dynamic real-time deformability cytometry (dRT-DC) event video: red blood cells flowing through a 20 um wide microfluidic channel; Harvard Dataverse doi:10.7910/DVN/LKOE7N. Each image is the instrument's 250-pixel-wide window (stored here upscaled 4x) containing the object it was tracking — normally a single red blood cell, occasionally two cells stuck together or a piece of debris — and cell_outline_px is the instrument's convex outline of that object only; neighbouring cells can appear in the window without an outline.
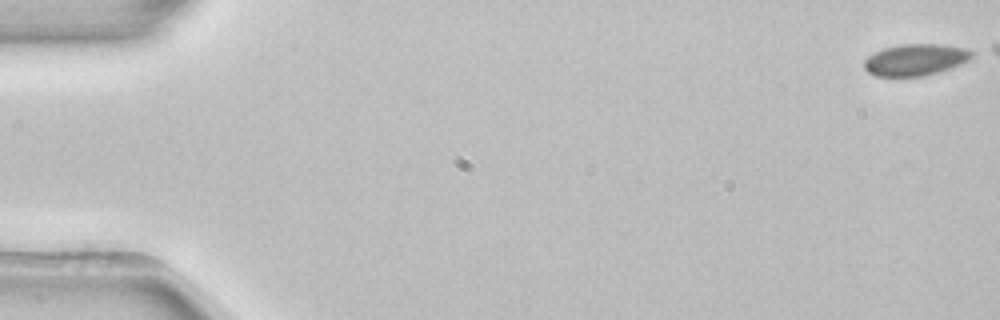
{"species": "common noctule bat (a hibernating species)", "species_latin": "Nyctalus noctula", "temperature_condition": "room temperature", "stored_images_in_passage": 9, "camera_frame_rate_fps": 3000, "um_per_image_px": 0.085, "animal": {"sex": "female", "body_mass_g": 22.7, "forearm_length_mm": 54.2}, "frame": {"image": 1, "passage_image": 1, "time_ms": 0.0, "image_size_px": [1000, 320], "cell_outline_px": [[976, 52], [968, 60], [960, 64], [924, 76], [876, 76], [868, 72], [864, 68], [864, 60], [868, 56], [884, 48], [900, 44], [940, 44], [968, 48]], "centroid_in_image_um": [77.82, 5.06], "position_along_channel_um": 7.2, "area_um2": 19.77}}